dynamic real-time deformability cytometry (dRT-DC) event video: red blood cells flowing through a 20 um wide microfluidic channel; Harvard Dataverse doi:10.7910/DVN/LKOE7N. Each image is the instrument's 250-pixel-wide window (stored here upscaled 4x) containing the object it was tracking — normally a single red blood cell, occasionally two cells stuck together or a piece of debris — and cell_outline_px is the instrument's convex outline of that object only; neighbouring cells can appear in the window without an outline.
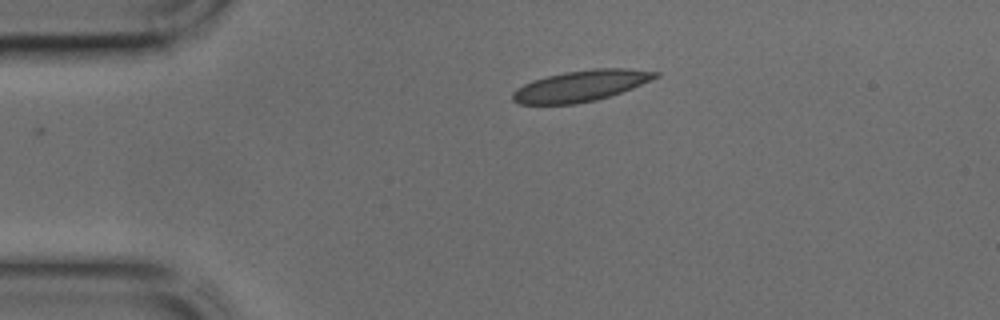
{"species": "common noctule bat (a hibernating species)", "species_latin": "Nyctalus noctula", "temperature_condition": "cold", "stored_images_in_passage": 32, "camera_frame_rate_fps": 3000, "um_per_image_px": 0.085, "animal": {"sex": "male", "body_mass_g": 17.9, "forearm_length_mm": 54.2}, "frame": {"image": 1, "passage_image": 1, "time_ms": 0.0, "image_size_px": [1000, 320], "cell_outline_px": [[660, 76], [632, 88], [596, 100], [572, 104], [520, 104], [512, 100], [512, 92], [516, 88], [532, 80], [564, 72], [592, 68], [628, 68], [660, 72]], "centroid_in_image_um": [49.37, 7.29], "position_along_channel_um": 35.6, "area_um2": 25.78}}
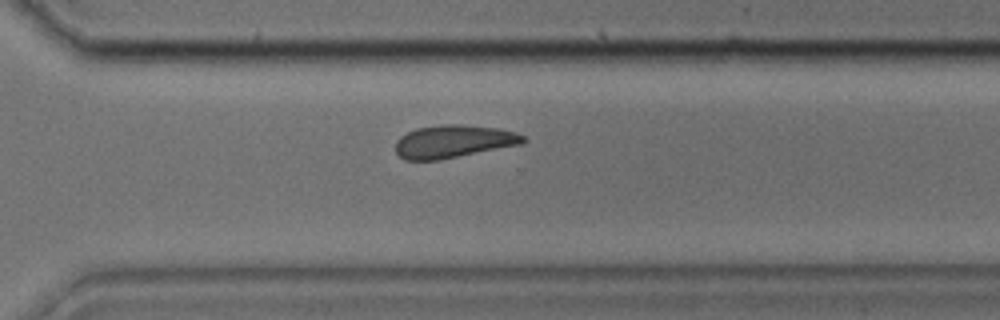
{"frame": {"image": 2, "passage_image": 23, "time_ms": 7.333, "image_size_px": [1000, 320], "cell_outline_px": [[528, 140], [524, 144], [440, 160], [404, 160], [396, 152], [396, 140], [400, 136], [416, 128], [444, 124], [460, 124], [500, 128], [516, 132], [524, 136]], "centroid_in_image_um": [38.59, 12.02], "position_along_channel_um": 332.0, "area_um2": 24.74}}
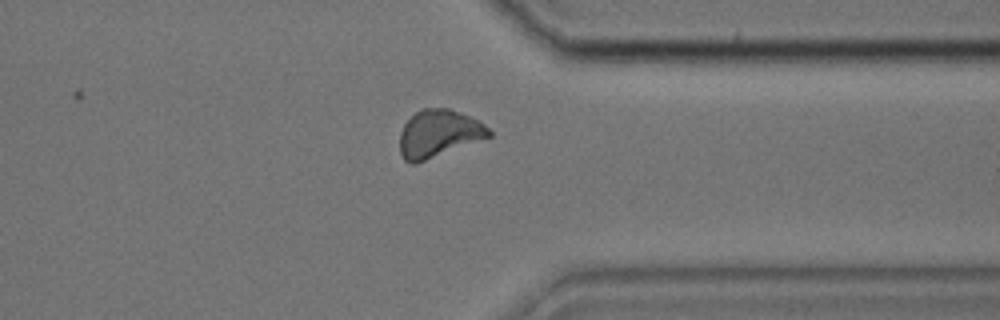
{"frame": {"image": 3, "passage_image": 26, "time_ms": 8.333, "image_size_px": [1000, 320], "cell_outline_px": [[492, 136], [416, 164], [408, 164], [404, 160], [400, 152], [400, 132], [404, 124], [416, 112], [424, 108], [448, 108], [460, 112], [484, 124], [492, 132]], "centroid_in_image_um": [37.27, 11.38], "position_along_channel_um": 374.1, "area_um2": 24.62}}